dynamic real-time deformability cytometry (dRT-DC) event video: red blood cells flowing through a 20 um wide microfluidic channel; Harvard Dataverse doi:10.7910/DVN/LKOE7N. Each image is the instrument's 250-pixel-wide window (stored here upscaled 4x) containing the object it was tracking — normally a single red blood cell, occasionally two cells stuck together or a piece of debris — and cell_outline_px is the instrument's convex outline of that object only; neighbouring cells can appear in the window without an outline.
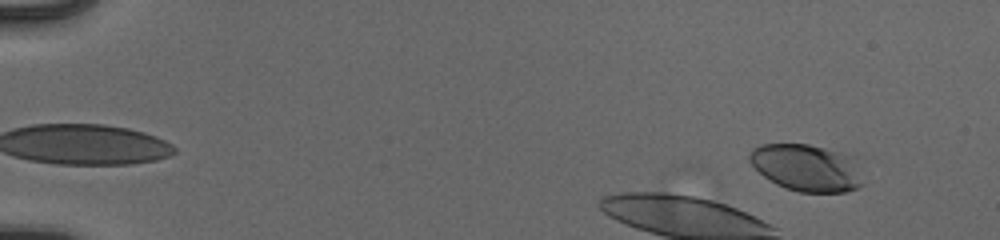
{"species": "human", "species_latin": "Homo sapiens", "temperature_condition": "cold", "stored_images_in_passage": 15, "camera_frame_rate_fps": 3000, "um_per_image_px": 0.085, "donor": {"sex": "male"}, "frame": {"image": 1, "passage_image": 3, "time_ms": 0.667, "image_size_px": [1000, 240], "cell_outline_px": [[860, 184], [856, 188], [844, 192], [800, 192], [784, 188], [776, 184], [764, 176], [748, 160], [748, 156], [752, 148], [760, 144], [808, 144], [856, 156]], "centroid_in_image_um": [68.53, 14.24], "position_along_channel_um": 16.5, "area_um2": 30.92}}